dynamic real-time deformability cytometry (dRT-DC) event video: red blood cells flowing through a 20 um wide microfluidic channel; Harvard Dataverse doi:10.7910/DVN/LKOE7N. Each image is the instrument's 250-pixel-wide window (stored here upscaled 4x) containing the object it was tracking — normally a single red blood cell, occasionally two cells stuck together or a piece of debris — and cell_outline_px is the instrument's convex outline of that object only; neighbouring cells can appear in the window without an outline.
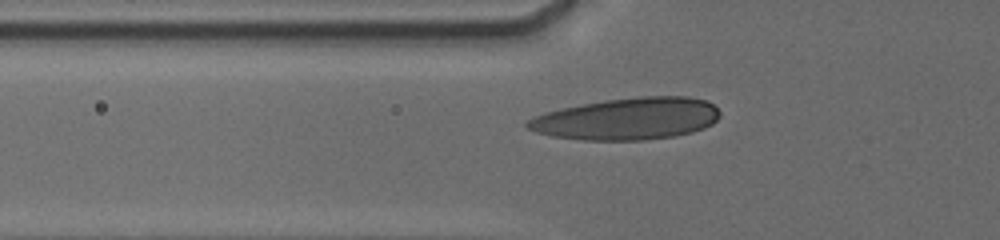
{"species": "human", "species_latin": "Homo sapiens", "temperature_condition": "cold", "stored_images_in_passage": 25, "camera_frame_rate_fps": 3000, "um_per_image_px": 0.085, "donor": {"sex": "male"}, "frame": {"image": 1, "passage_image": 4, "time_ms": 0.333, "image_size_px": [1000, 240], "cell_outline_px": [[720, 116], [712, 124], [704, 128], [692, 132], [676, 136], [644, 140], [584, 140], [552, 136], [536, 132], [528, 128], [524, 124], [532, 116], [544, 112], [604, 100], [636, 96], [688, 96], [708, 100], [720, 112]], "centroid_in_image_um": [53.34, 10.09], "position_along_channel_um": 72.5, "area_um2": 47.28}}
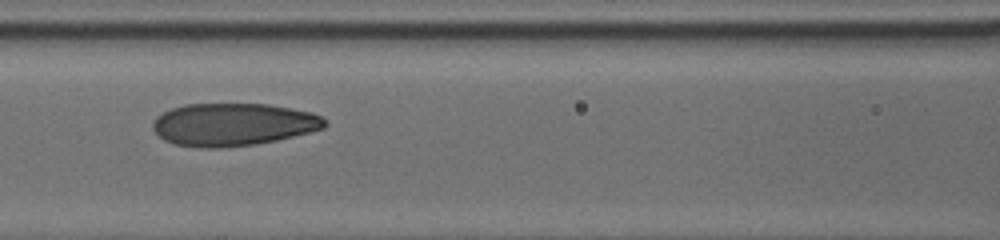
{"frame": {"image": 2, "passage_image": 17, "time_ms": 2.333, "image_size_px": [1000, 240], "cell_outline_px": [[328, 124], [324, 128], [276, 140], [256, 144], [220, 148], [200, 148], [172, 144], [164, 140], [152, 128], [152, 124], [156, 116], [172, 108], [184, 104], [268, 104], [308, 112], [320, 116]], "centroid_in_image_um": [19.76, 10.59], "position_along_channel_um": 146.8, "area_um2": 42.6}}
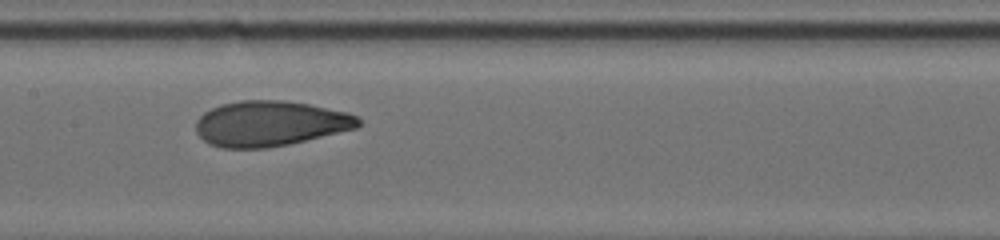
{"frame": {"image": 3, "passage_image": 24, "time_ms": 3.333, "image_size_px": [1000, 240], "cell_outline_px": [[360, 124], [356, 128], [288, 144], [264, 148], [220, 148], [208, 144], [196, 132], [196, 120], [204, 112], [220, 104], [240, 100], [284, 100], [308, 104], [348, 112], [356, 116], [360, 120]], "centroid_in_image_um": [22.92, 10.5], "position_along_channel_um": 184.5, "area_um2": 42.83}}